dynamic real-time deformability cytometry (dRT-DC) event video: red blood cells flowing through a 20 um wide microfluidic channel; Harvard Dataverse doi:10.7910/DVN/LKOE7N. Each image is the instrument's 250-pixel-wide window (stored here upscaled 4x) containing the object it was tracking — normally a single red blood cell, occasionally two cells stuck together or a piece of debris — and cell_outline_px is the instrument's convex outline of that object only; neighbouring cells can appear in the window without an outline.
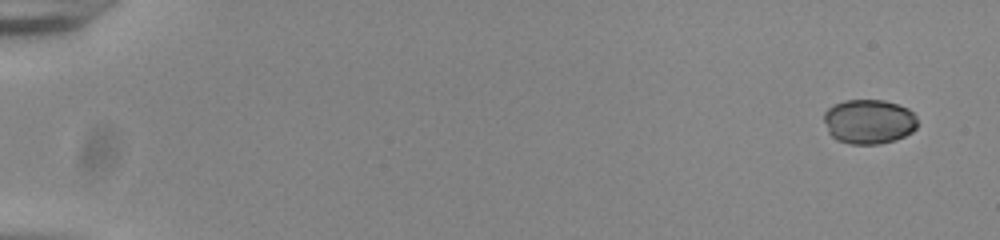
{"species": "common noctule bat (a hibernating species)", "species_latin": "Nyctalus noctula", "temperature_condition": "room temperature", "stored_images_in_passage": 53, "camera_frame_rate_fps": 3000, "um_per_image_px": 0.085, "animal": {"sex": "male", "body_mass_g": 20.0, "forearm_length_mm": 53.3}, "frame": {"image": 1, "passage_image": 1, "time_ms": 0.0, "image_size_px": [1000, 240], "cell_outline_px": [[916, 128], [912, 132], [896, 140], [880, 144], [848, 144], [836, 140], [828, 132], [824, 120], [824, 112], [828, 108], [844, 100], [884, 100], [908, 108], [916, 116]], "centroid_in_image_um": [73.85, 10.34], "position_along_channel_um": 11.2, "area_um2": 24.39}}
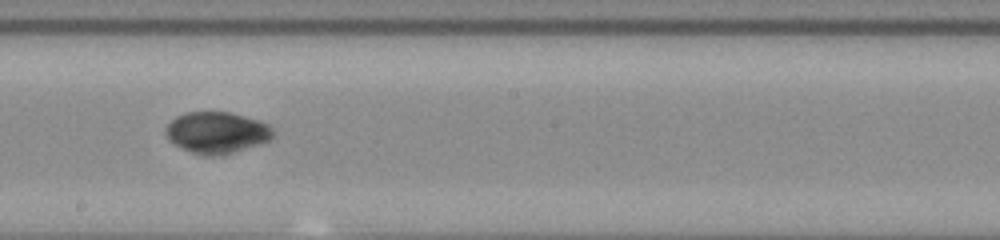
{"frame": {"image": 2, "passage_image": 31, "time_ms": 10.0, "image_size_px": [1000, 240], "cell_outline_px": [[272, 136], [268, 140], [260, 144], [220, 156], [204, 156], [180, 148], [168, 140], [164, 132], [164, 128], [176, 116], [184, 112], [232, 112], [260, 120], [268, 124], [272, 128]], "centroid_in_image_um": [18.39, 11.26], "position_along_channel_um": 229.8, "area_um2": 26.18}}
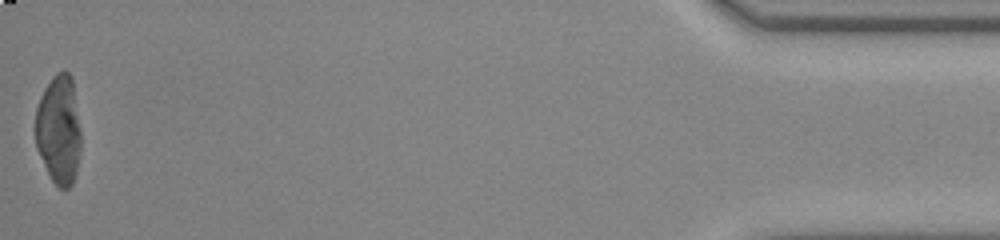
{"frame": {"image": 3, "passage_image": 53, "time_ms": 17.333, "image_size_px": [1000, 240], "cell_outline_px": [[80, 152], [76, 172], [72, 184], [68, 188], [60, 188], [52, 180], [36, 148], [36, 108], [40, 96], [44, 88], [52, 76], [56, 72], [64, 68], [72, 76], [80, 132]], "centroid_in_image_um": [4.99, 10.97], "position_along_channel_um": 430.2, "area_um2": 28.96}, "authors_computed_cell_mechanics": {"area_um2": 26.299, "velocity_mm_per_s": 3.8697, "shape_relaxation_time_tau1_ms": 4.6787, "shape_relaxation_time_tau2_ms": null, "deformation_change_tau1": 0.1401, "deformation_change_tau2": null}}